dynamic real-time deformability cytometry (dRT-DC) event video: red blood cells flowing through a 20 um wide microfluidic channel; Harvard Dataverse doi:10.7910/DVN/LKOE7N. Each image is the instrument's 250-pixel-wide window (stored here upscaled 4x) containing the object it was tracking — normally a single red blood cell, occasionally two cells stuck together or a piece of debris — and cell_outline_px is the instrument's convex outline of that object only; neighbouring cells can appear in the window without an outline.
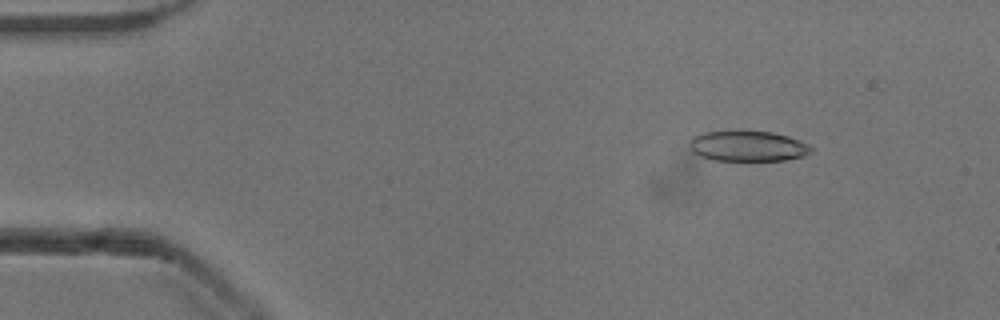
{"species": "common noctule bat (a hibernating species)", "species_latin": "Nyctalus noctula", "temperature_condition": "cold", "stored_images_in_passage": 30, "camera_frame_rate_fps": 3000, "um_per_image_px": 0.085, "animal": {"sex": "male", "body_mass_g": 13.3}, "frame": {"image": 1, "passage_image": 1, "time_ms": 0.0, "image_size_px": [1000, 320], "cell_outline_px": [[812, 152], [804, 156], [784, 160], [712, 160], [700, 156], [692, 152], [688, 148], [688, 140], [692, 136], [704, 132], [772, 132], [788, 136], [808, 144], [812, 148]], "centroid_in_image_um": [63.52, 12.43], "position_along_channel_um": 21.5, "area_um2": 21.5}}
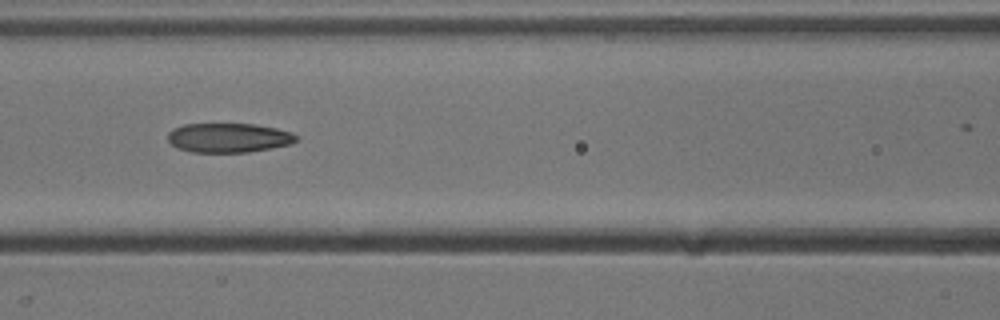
{"frame": {"image": 2, "passage_image": 17, "time_ms": 5.333, "image_size_px": [1000, 320], "cell_outline_px": [[296, 140], [292, 144], [248, 152], [192, 152], [176, 148], [168, 140], [168, 132], [172, 128], [184, 124], [256, 124], [276, 128], [292, 132], [296, 136]], "centroid_in_image_um": [19.41, 11.7], "position_along_channel_um": 147.2, "area_um2": 22.02}}
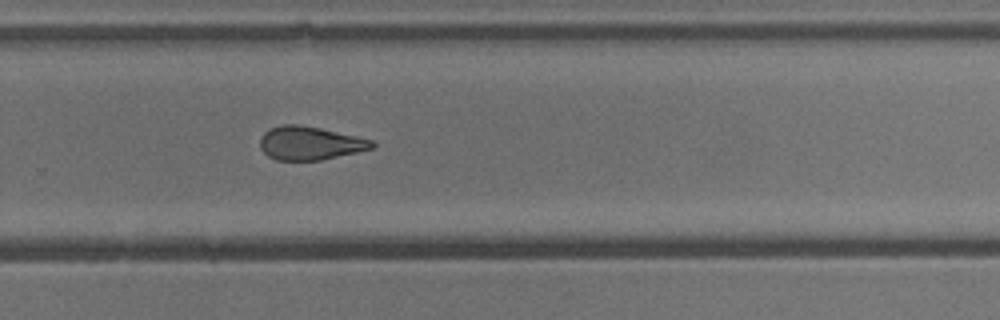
{"frame": {"image": 3, "passage_image": 29, "time_ms": 9.333, "image_size_px": [1000, 320], "cell_outline_px": [[376, 148], [320, 160], [276, 160], [268, 156], [260, 148], [260, 136], [264, 132], [272, 128], [284, 124], [300, 124], [320, 128], [356, 136], [372, 140], [376, 144]], "centroid_in_image_um": [26.35, 12.17], "position_along_channel_um": 303.4, "area_um2": 21.85}}